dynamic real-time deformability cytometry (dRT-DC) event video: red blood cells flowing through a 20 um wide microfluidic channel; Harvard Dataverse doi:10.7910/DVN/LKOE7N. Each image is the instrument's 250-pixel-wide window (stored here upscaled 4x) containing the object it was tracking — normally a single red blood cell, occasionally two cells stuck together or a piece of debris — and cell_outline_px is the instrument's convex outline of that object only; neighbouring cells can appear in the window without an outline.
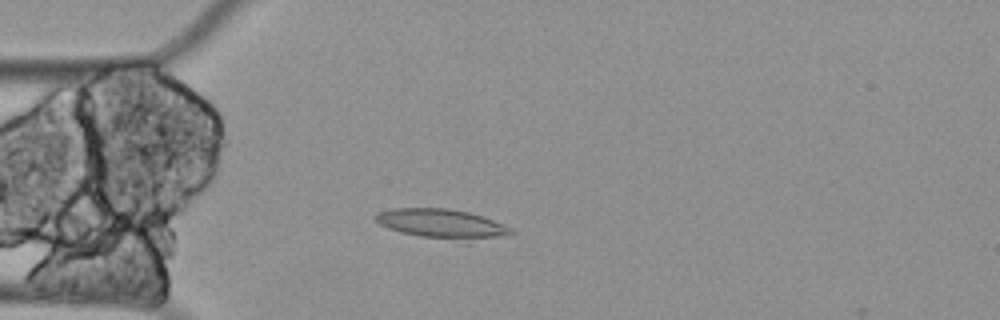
{"species": "Egyptian fruit bat (a non-hibernating species)", "species_latin": "Rousettus aegyptiacus", "temperature_condition": "cold", "stored_images_in_passage": 38, "camera_frame_rate_fps": 3000, "um_per_image_px": 0.085, "animal": {"sex": "female"}, "frame": {"image": 1, "passage_image": 6, "time_ms": 1.667, "image_size_px": [1000, 320], "cell_outline_px": [[516, 232], [512, 236], [468, 244], [420, 236], [400, 232], [388, 228], [380, 224], [372, 216], [380, 212], [392, 208], [448, 208], [468, 212], [492, 220], [512, 228]], "centroid_in_image_um": [37.7, 19.09], "position_along_channel_um": 47.3, "area_um2": 24.28}}
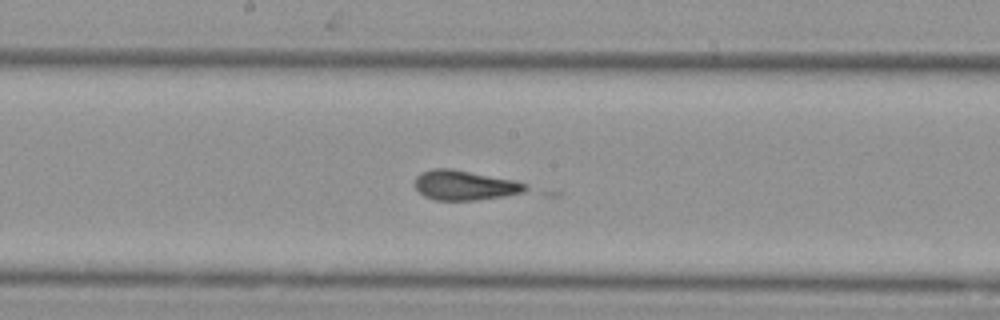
{"frame": {"image": 2, "passage_image": 21, "time_ms": 6.667, "image_size_px": [1000, 320], "cell_outline_px": [[528, 188], [524, 192], [504, 196], [476, 200], [436, 200], [424, 196], [412, 184], [416, 176], [420, 172], [432, 168], [452, 168], [516, 180], [528, 184]], "centroid_in_image_um": [39.48, 15.73], "position_along_channel_um": 208.7, "area_um2": 19.54}}
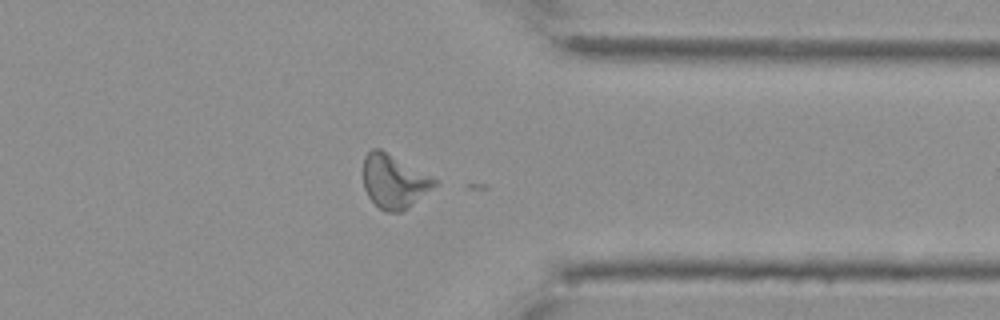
{"frame": {"image": 3, "passage_image": 37, "time_ms": 12.0, "image_size_px": [1000, 320], "cell_outline_px": [[436, 184], [408, 208], [400, 212], [388, 212], [380, 208], [368, 196], [364, 188], [364, 156], [372, 148], [380, 148], [436, 180]], "centroid_in_image_um": [33.44, 15.42], "position_along_channel_um": 378.0, "area_um2": 21.68}}